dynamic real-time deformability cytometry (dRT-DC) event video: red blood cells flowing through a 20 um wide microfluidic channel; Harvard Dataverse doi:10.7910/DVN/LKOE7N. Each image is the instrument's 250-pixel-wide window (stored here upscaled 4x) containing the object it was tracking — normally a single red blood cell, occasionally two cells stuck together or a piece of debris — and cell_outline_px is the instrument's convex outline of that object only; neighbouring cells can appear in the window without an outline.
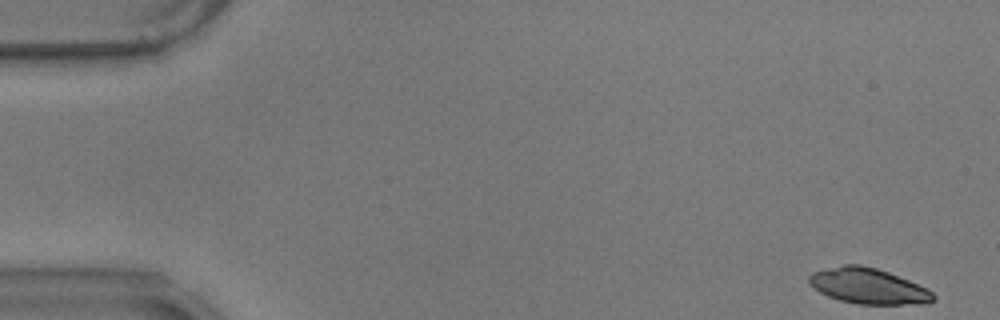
{"species": "common noctule bat (a hibernating species)", "species_latin": "Nyctalus noctula", "temperature_condition": "warm", "stored_images_in_passage": 56, "camera_frame_rate_fps": 3000, "um_per_image_px": 0.085, "animal": {"sex": "male", "body_mass_g": 17.9}, "frame": {"image": 1, "passage_image": 1, "time_ms": 0.0, "image_size_px": [1000, 320], "cell_outline_px": [[936, 300], [928, 304], [856, 304], [840, 300], [828, 296], [820, 292], [808, 284], [808, 276], [812, 272], [844, 264], [860, 264], [876, 268], [888, 272], [908, 280], [932, 292], [936, 296]], "centroid_in_image_um": [73.79, 24.32], "position_along_channel_um": 11.2, "area_um2": 25.78}}
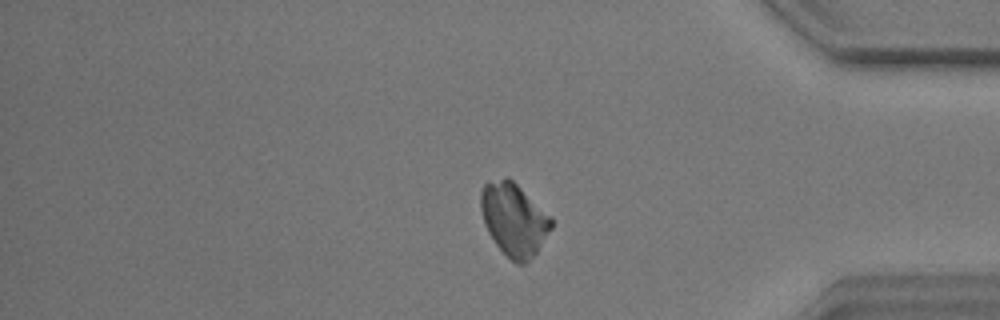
{"frame": {"image": 2, "passage_image": 47, "time_ms": 15.333, "image_size_px": [1000, 320], "cell_outline_px": [[552, 228], [536, 252], [524, 264], [516, 264], [496, 244], [488, 232], [484, 224], [480, 208], [480, 192], [484, 184], [504, 176], [508, 176], [552, 216]], "centroid_in_image_um": [43.68, 18.62], "position_along_channel_um": 391.5, "area_um2": 29.82}}
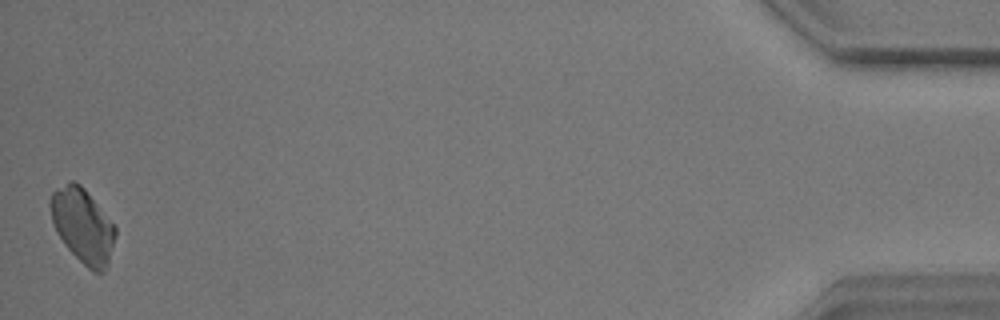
{"frame": {"image": 3, "passage_image": 56, "time_ms": 18.333, "image_size_px": [1000, 320], "cell_outline_px": [[116, 236], [108, 264], [104, 272], [92, 272], [64, 244], [56, 232], [52, 220], [48, 204], [48, 200], [52, 192], [56, 188], [72, 180], [80, 184], [84, 188], [116, 228]], "centroid_in_image_um": [7.0, 19.17], "position_along_channel_um": 428.2, "area_um2": 27.98}}